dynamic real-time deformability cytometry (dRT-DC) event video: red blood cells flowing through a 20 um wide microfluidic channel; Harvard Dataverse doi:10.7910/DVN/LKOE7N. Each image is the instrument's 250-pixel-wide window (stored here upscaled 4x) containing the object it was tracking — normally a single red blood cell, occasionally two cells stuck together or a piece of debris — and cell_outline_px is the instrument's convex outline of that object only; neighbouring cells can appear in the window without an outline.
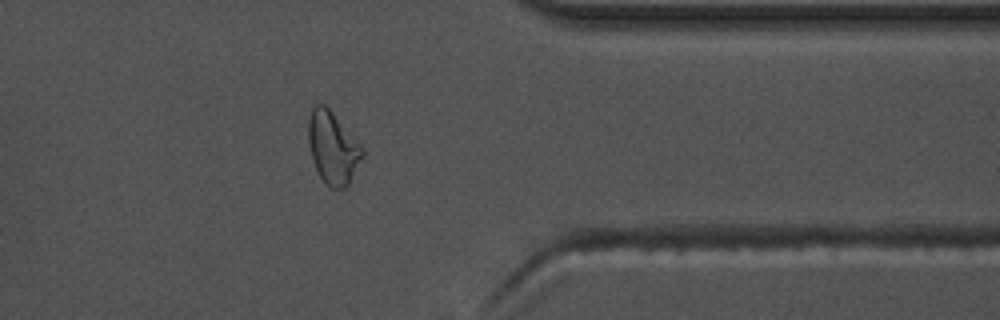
{"species": "common noctule bat (a hibernating species)", "species_latin": "Nyctalus noctula", "temperature_condition": "warm", "stored_images_in_passage": 34, "camera_frame_rate_fps": 3000, "um_per_image_px": 0.085, "animal": {"sex": "male", "body_mass_g": 17.5, "forearm_length_mm": 52.3}, "frame": {"image": 1, "passage_image": 29, "time_ms": 9.333, "image_size_px": [1000, 320], "cell_outline_px": [[364, 156], [348, 184], [344, 188], [328, 188], [324, 184], [312, 160], [308, 140], [308, 120], [312, 108], [316, 104], [324, 104], [328, 108], [364, 148]], "centroid_in_image_um": [28.28, 12.58], "position_along_channel_um": 383.1, "area_um2": 22.66}, "authors_computed_cell_mechanics": {"area_um2": 20.1144, "velocity_mm_per_s": 3.6702, "shape_relaxation_time_tau1_ms": 7.007, "shape_relaxation_time_tau2_ms": 2.4161, "deformation_change_tau1": 0.2202, "deformation_change_tau2": 0.095}}